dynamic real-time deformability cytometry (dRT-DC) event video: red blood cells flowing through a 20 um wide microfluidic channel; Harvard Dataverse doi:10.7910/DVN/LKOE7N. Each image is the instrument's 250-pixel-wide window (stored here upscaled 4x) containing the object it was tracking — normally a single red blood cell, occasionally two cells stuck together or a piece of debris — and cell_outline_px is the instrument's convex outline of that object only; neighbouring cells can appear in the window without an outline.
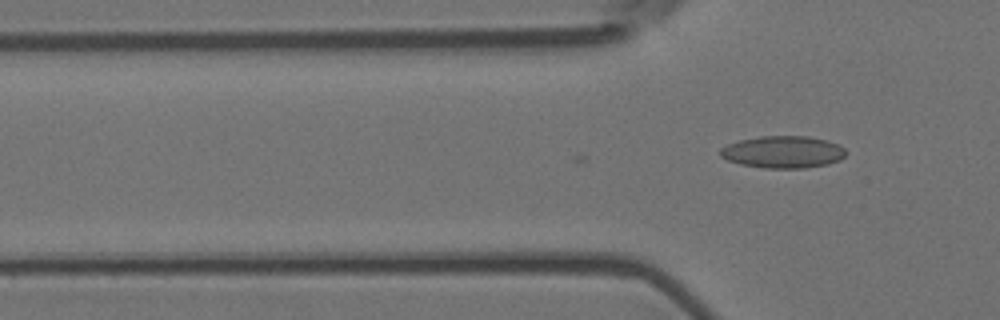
{"species": "Egyptian fruit bat (a non-hibernating species)", "species_latin": "Rousettus aegyptiacus", "temperature_condition": "room temperature", "stored_images_in_passage": 2, "camera_frame_rate_fps": 3000, "um_per_image_px": 0.085, "animal": {"sex": "female"}, "frame": {"image": 1, "passage_image": 2, "time_ms": 0.333, "image_size_px": [1000, 320], "cell_outline_px": [[844, 156], [840, 160], [828, 164], [804, 168], [764, 168], [740, 164], [728, 160], [720, 156], [720, 148], [728, 144], [740, 140], [760, 136], [808, 136], [824, 140], [836, 144], [844, 148]], "centroid_in_image_um": [66.52, 12.92], "position_along_channel_um": 59.3, "area_um2": 23.35}}